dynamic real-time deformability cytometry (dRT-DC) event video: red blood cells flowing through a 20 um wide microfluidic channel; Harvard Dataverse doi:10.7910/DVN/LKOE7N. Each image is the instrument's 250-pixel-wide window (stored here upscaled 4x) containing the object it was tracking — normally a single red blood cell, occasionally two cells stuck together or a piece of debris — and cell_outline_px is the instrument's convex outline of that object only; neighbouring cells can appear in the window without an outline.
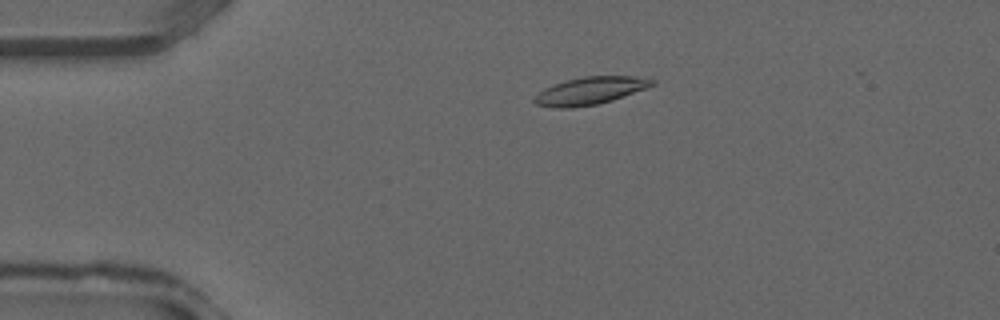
{"species": "common noctule bat (a hibernating species)", "species_latin": "Nyctalus noctula", "temperature_condition": "warm", "stored_images_in_passage": 37, "camera_frame_rate_fps": 3000, "um_per_image_px": 0.085, "animal": {"sex": "male", "forearm_length_mm": 52.5}, "frame": {"image": 1, "passage_image": 8, "time_ms": 2.333, "image_size_px": [1000, 320], "cell_outline_px": [[656, 84], [612, 100], [596, 104], [572, 108], [556, 108], [536, 104], [532, 100], [544, 88], [552, 84], [584, 76], [636, 76], [656, 80]], "centroid_in_image_um": [50.15, 7.71], "position_along_channel_um": 34.8, "area_um2": 18.73}}
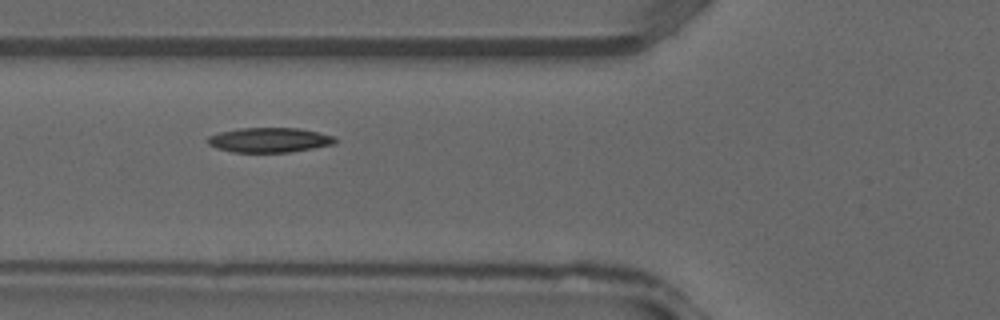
{"frame": {"image": 2, "passage_image": 14, "time_ms": 4.333, "image_size_px": [1000, 320], "cell_outline_px": [[336, 144], [288, 152], [232, 152], [216, 148], [208, 144], [208, 136], [220, 132], [240, 128], [300, 128], [332, 136], [336, 140]], "centroid_in_image_um": [22.87, 11.9], "position_along_channel_um": 102.9, "area_um2": 18.21}}
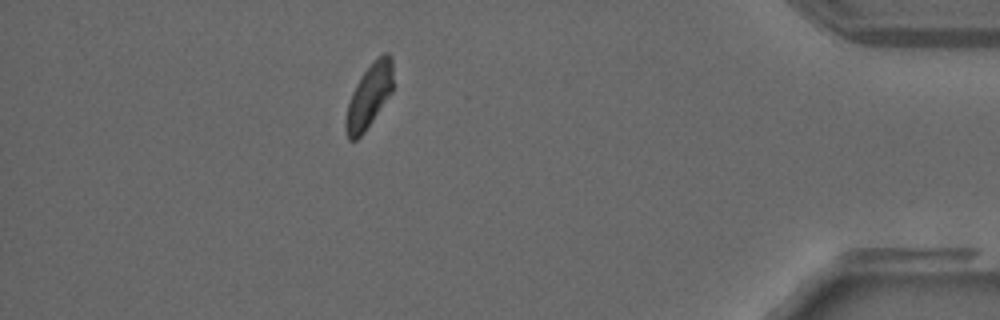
{"frame": {"image": 3, "passage_image": 33, "time_ms": 10.667, "image_size_px": [1000, 320], "cell_outline_px": [[392, 92], [364, 132], [356, 140], [348, 140], [344, 128], [344, 120], [348, 104], [352, 92], [356, 84], [364, 72], [384, 52], [388, 52], [392, 56]], "centroid_in_image_um": [31.35, 8.2], "position_along_channel_um": 403.9, "area_um2": 17.34}}